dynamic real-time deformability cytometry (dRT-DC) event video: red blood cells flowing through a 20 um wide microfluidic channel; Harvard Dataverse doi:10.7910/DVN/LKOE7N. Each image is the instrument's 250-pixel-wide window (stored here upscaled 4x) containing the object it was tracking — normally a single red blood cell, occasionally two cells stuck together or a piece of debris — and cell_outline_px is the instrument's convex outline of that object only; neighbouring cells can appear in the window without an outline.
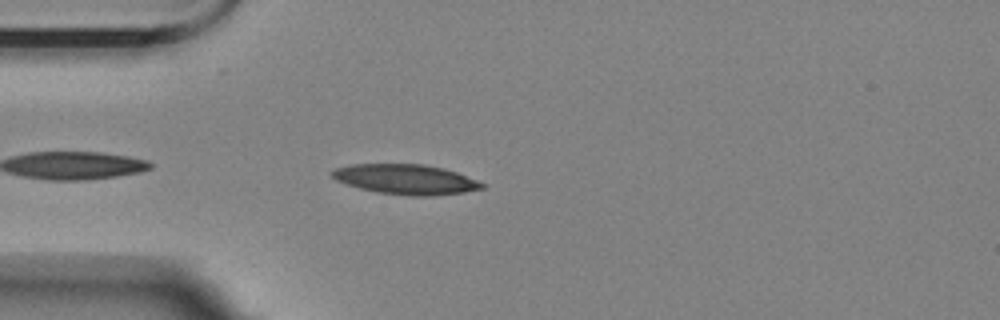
{"species": "Egyptian fruit bat (a non-hibernating species)", "species_latin": "Rousettus aegyptiacus", "temperature_condition": "room temperature", "stored_images_in_passage": 4, "camera_frame_rate_fps": 3000, "um_per_image_px": 0.085, "animal": {"sex": "female"}, "frame": {"image": 1, "passage_image": 4, "time_ms": 4.0, "image_size_px": [1000, 320], "cell_outline_px": [[484, 188], [464, 192], [432, 196], [412, 196], [376, 192], [360, 188], [336, 180], [328, 172], [336, 168], [348, 164], [424, 164], [444, 168], [456, 172], [484, 184]], "centroid_in_image_um": [34.45, 15.24], "position_along_channel_um": 50.5, "area_um2": 26.13}}